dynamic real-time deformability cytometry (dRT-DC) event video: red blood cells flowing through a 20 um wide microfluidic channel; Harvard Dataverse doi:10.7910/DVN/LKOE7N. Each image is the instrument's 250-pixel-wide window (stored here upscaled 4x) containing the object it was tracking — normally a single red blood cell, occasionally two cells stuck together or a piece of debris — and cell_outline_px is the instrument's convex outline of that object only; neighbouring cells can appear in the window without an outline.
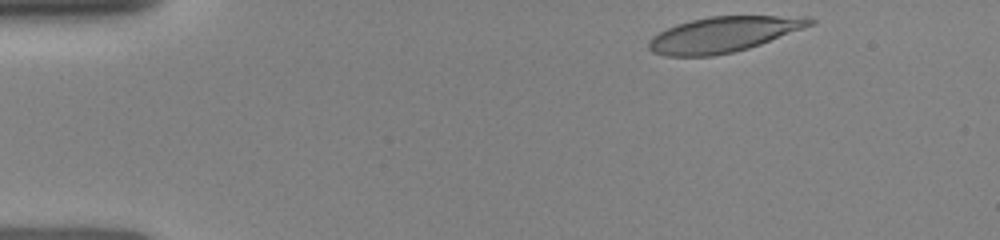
{"species": "human", "species_latin": "Homo sapiens", "temperature_condition": "room temperature", "stored_images_in_passage": 44, "camera_frame_rate_fps": 3000, "um_per_image_px": 0.085, "donor": {"sex": "female"}, "frame": {"image": 1, "passage_image": 1, "time_ms": 0.0, "image_size_px": [1000, 240], "cell_outline_px": [[816, 24], [760, 44], [748, 48], [732, 52], [712, 56], [668, 56], [652, 52], [648, 48], [648, 40], [652, 36], [676, 24], [708, 16], [808, 16], [816, 20]], "centroid_in_image_um": [61.52, 2.92], "position_along_channel_um": 23.5, "area_um2": 33.29}}
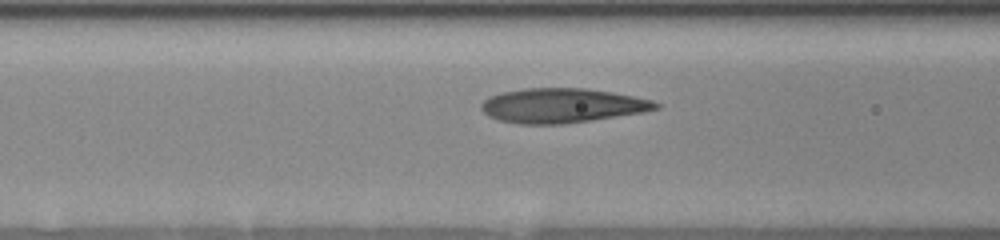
{"frame": {"image": 2, "passage_image": 30, "time_ms": 4.333, "image_size_px": [1000, 240], "cell_outline_px": [[660, 108], [644, 112], [592, 120], [564, 124], [520, 124], [500, 120], [488, 116], [480, 108], [480, 104], [488, 96], [500, 92], [524, 88], [584, 88], [612, 92], [652, 100], [660, 104]], "centroid_in_image_um": [47.75, 8.97], "position_along_channel_um": 118.9, "area_um2": 35.2}}
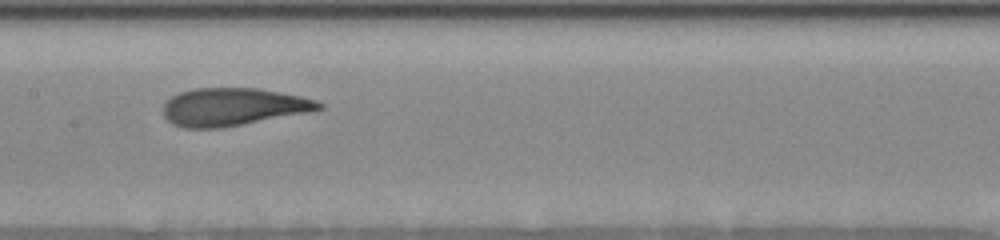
{"frame": {"image": 3, "passage_image": 43, "time_ms": 6.0, "image_size_px": [1000, 240], "cell_outline_px": [[324, 108], [308, 112], [220, 128], [184, 128], [172, 124], [164, 116], [164, 104], [172, 96], [180, 92], [196, 88], [260, 88], [300, 96], [316, 100], [324, 104]], "centroid_in_image_um": [19.8, 9.08], "position_along_channel_um": 187.6, "area_um2": 34.04}}